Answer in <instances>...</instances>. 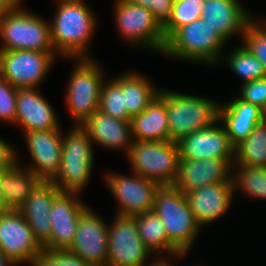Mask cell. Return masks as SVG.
Wrapping results in <instances>:
<instances>
[{"label": "cell", "instance_id": "cell-1", "mask_svg": "<svg viewBox=\"0 0 266 266\" xmlns=\"http://www.w3.org/2000/svg\"><path fill=\"white\" fill-rule=\"evenodd\" d=\"M92 11L84 0H58L54 19L49 24L51 41L59 57L92 58L89 44L98 24Z\"/></svg>", "mask_w": 266, "mask_h": 266}, {"label": "cell", "instance_id": "cell-2", "mask_svg": "<svg viewBox=\"0 0 266 266\" xmlns=\"http://www.w3.org/2000/svg\"><path fill=\"white\" fill-rule=\"evenodd\" d=\"M226 41L207 21L199 18L176 30L165 43L160 55L196 64H219Z\"/></svg>", "mask_w": 266, "mask_h": 266}, {"label": "cell", "instance_id": "cell-3", "mask_svg": "<svg viewBox=\"0 0 266 266\" xmlns=\"http://www.w3.org/2000/svg\"><path fill=\"white\" fill-rule=\"evenodd\" d=\"M61 164L52 181L60 192L82 194L88 185L94 167L93 143L82 126L72 125L62 131Z\"/></svg>", "mask_w": 266, "mask_h": 266}, {"label": "cell", "instance_id": "cell-4", "mask_svg": "<svg viewBox=\"0 0 266 266\" xmlns=\"http://www.w3.org/2000/svg\"><path fill=\"white\" fill-rule=\"evenodd\" d=\"M22 3V0L19 1L0 18V51L35 50L56 53L51 41L49 20L23 8Z\"/></svg>", "mask_w": 266, "mask_h": 266}, {"label": "cell", "instance_id": "cell-5", "mask_svg": "<svg viewBox=\"0 0 266 266\" xmlns=\"http://www.w3.org/2000/svg\"><path fill=\"white\" fill-rule=\"evenodd\" d=\"M74 67L66 86V106L72 125L81 126L99 110V98L107 77L103 67L93 58L73 59Z\"/></svg>", "mask_w": 266, "mask_h": 266}, {"label": "cell", "instance_id": "cell-6", "mask_svg": "<svg viewBox=\"0 0 266 266\" xmlns=\"http://www.w3.org/2000/svg\"><path fill=\"white\" fill-rule=\"evenodd\" d=\"M152 211L164 224L168 239L184 254L189 253L202 228L189 208L185 195L171 186H161Z\"/></svg>", "mask_w": 266, "mask_h": 266}, {"label": "cell", "instance_id": "cell-7", "mask_svg": "<svg viewBox=\"0 0 266 266\" xmlns=\"http://www.w3.org/2000/svg\"><path fill=\"white\" fill-rule=\"evenodd\" d=\"M131 170L139 176L171 186L180 165V152L174 141H134L127 155Z\"/></svg>", "mask_w": 266, "mask_h": 266}, {"label": "cell", "instance_id": "cell-8", "mask_svg": "<svg viewBox=\"0 0 266 266\" xmlns=\"http://www.w3.org/2000/svg\"><path fill=\"white\" fill-rule=\"evenodd\" d=\"M220 103L203 96L166 90L170 140L178 142L188 134L214 123L218 119Z\"/></svg>", "mask_w": 266, "mask_h": 266}, {"label": "cell", "instance_id": "cell-9", "mask_svg": "<svg viewBox=\"0 0 266 266\" xmlns=\"http://www.w3.org/2000/svg\"><path fill=\"white\" fill-rule=\"evenodd\" d=\"M114 6V21L120 36L132 46H142L161 54L166 39L163 26L152 12L128 0H114Z\"/></svg>", "mask_w": 266, "mask_h": 266}, {"label": "cell", "instance_id": "cell-10", "mask_svg": "<svg viewBox=\"0 0 266 266\" xmlns=\"http://www.w3.org/2000/svg\"><path fill=\"white\" fill-rule=\"evenodd\" d=\"M109 224L107 266H154L159 260L139 236L136 218L115 215Z\"/></svg>", "mask_w": 266, "mask_h": 266}, {"label": "cell", "instance_id": "cell-11", "mask_svg": "<svg viewBox=\"0 0 266 266\" xmlns=\"http://www.w3.org/2000/svg\"><path fill=\"white\" fill-rule=\"evenodd\" d=\"M58 57L35 50L0 51V76L17 89L38 88Z\"/></svg>", "mask_w": 266, "mask_h": 266}, {"label": "cell", "instance_id": "cell-12", "mask_svg": "<svg viewBox=\"0 0 266 266\" xmlns=\"http://www.w3.org/2000/svg\"><path fill=\"white\" fill-rule=\"evenodd\" d=\"M131 175L114 171L105 174L107 188L117 201L116 215L134 217L153 209L156 192L161 186L133 171Z\"/></svg>", "mask_w": 266, "mask_h": 266}, {"label": "cell", "instance_id": "cell-13", "mask_svg": "<svg viewBox=\"0 0 266 266\" xmlns=\"http://www.w3.org/2000/svg\"><path fill=\"white\" fill-rule=\"evenodd\" d=\"M0 249L14 265L34 266L43 247L19 211L0 212Z\"/></svg>", "mask_w": 266, "mask_h": 266}, {"label": "cell", "instance_id": "cell-14", "mask_svg": "<svg viewBox=\"0 0 266 266\" xmlns=\"http://www.w3.org/2000/svg\"><path fill=\"white\" fill-rule=\"evenodd\" d=\"M91 207L78 219L74 241L68 251L92 266H107L109 226Z\"/></svg>", "mask_w": 266, "mask_h": 266}, {"label": "cell", "instance_id": "cell-15", "mask_svg": "<svg viewBox=\"0 0 266 266\" xmlns=\"http://www.w3.org/2000/svg\"><path fill=\"white\" fill-rule=\"evenodd\" d=\"M31 163L26 168L41 181L52 182L61 164L62 130H40L23 133Z\"/></svg>", "mask_w": 266, "mask_h": 266}, {"label": "cell", "instance_id": "cell-16", "mask_svg": "<svg viewBox=\"0 0 266 266\" xmlns=\"http://www.w3.org/2000/svg\"><path fill=\"white\" fill-rule=\"evenodd\" d=\"M81 194L61 192L52 203L50 212L51 237L42 246L47 250H68L77 230L78 219L88 205Z\"/></svg>", "mask_w": 266, "mask_h": 266}, {"label": "cell", "instance_id": "cell-17", "mask_svg": "<svg viewBox=\"0 0 266 266\" xmlns=\"http://www.w3.org/2000/svg\"><path fill=\"white\" fill-rule=\"evenodd\" d=\"M177 145L181 159H234V145L219 119L181 138Z\"/></svg>", "mask_w": 266, "mask_h": 266}, {"label": "cell", "instance_id": "cell-18", "mask_svg": "<svg viewBox=\"0 0 266 266\" xmlns=\"http://www.w3.org/2000/svg\"><path fill=\"white\" fill-rule=\"evenodd\" d=\"M234 159H181L172 186L183 193L217 183H233Z\"/></svg>", "mask_w": 266, "mask_h": 266}, {"label": "cell", "instance_id": "cell-19", "mask_svg": "<svg viewBox=\"0 0 266 266\" xmlns=\"http://www.w3.org/2000/svg\"><path fill=\"white\" fill-rule=\"evenodd\" d=\"M59 120L56 110L38 88H18L15 126L22 133L61 129Z\"/></svg>", "mask_w": 266, "mask_h": 266}, {"label": "cell", "instance_id": "cell-20", "mask_svg": "<svg viewBox=\"0 0 266 266\" xmlns=\"http://www.w3.org/2000/svg\"><path fill=\"white\" fill-rule=\"evenodd\" d=\"M234 193L233 183H217L188 191L184 195L198 224L207 227L229 211Z\"/></svg>", "mask_w": 266, "mask_h": 266}, {"label": "cell", "instance_id": "cell-21", "mask_svg": "<svg viewBox=\"0 0 266 266\" xmlns=\"http://www.w3.org/2000/svg\"><path fill=\"white\" fill-rule=\"evenodd\" d=\"M227 42L232 36L242 38L247 24L254 18L239 0H205L201 16Z\"/></svg>", "mask_w": 266, "mask_h": 266}, {"label": "cell", "instance_id": "cell-22", "mask_svg": "<svg viewBox=\"0 0 266 266\" xmlns=\"http://www.w3.org/2000/svg\"><path fill=\"white\" fill-rule=\"evenodd\" d=\"M60 193L53 182L41 181L18 210L26 219L35 239L41 246L51 237L50 212L53 200Z\"/></svg>", "mask_w": 266, "mask_h": 266}, {"label": "cell", "instance_id": "cell-23", "mask_svg": "<svg viewBox=\"0 0 266 266\" xmlns=\"http://www.w3.org/2000/svg\"><path fill=\"white\" fill-rule=\"evenodd\" d=\"M93 145L123 150L126 156L132 139L131 121H123L97 110L82 125Z\"/></svg>", "mask_w": 266, "mask_h": 266}, {"label": "cell", "instance_id": "cell-24", "mask_svg": "<svg viewBox=\"0 0 266 266\" xmlns=\"http://www.w3.org/2000/svg\"><path fill=\"white\" fill-rule=\"evenodd\" d=\"M218 119L235 146L246 139L255 126L262 121V110L239 98L219 104Z\"/></svg>", "mask_w": 266, "mask_h": 266}, {"label": "cell", "instance_id": "cell-25", "mask_svg": "<svg viewBox=\"0 0 266 266\" xmlns=\"http://www.w3.org/2000/svg\"><path fill=\"white\" fill-rule=\"evenodd\" d=\"M131 130L134 141H170L165 89L160 88L151 104L132 117Z\"/></svg>", "mask_w": 266, "mask_h": 266}, {"label": "cell", "instance_id": "cell-26", "mask_svg": "<svg viewBox=\"0 0 266 266\" xmlns=\"http://www.w3.org/2000/svg\"><path fill=\"white\" fill-rule=\"evenodd\" d=\"M134 217L136 218L141 241L159 261L178 260L179 258L182 259L185 257V255L168 239L164 224L157 214L150 211ZM164 252L168 256L163 254ZM169 257H171V259Z\"/></svg>", "mask_w": 266, "mask_h": 266}, {"label": "cell", "instance_id": "cell-27", "mask_svg": "<svg viewBox=\"0 0 266 266\" xmlns=\"http://www.w3.org/2000/svg\"><path fill=\"white\" fill-rule=\"evenodd\" d=\"M10 169H1L4 211H18L29 198L41 180L29 169L21 166V161Z\"/></svg>", "mask_w": 266, "mask_h": 266}, {"label": "cell", "instance_id": "cell-28", "mask_svg": "<svg viewBox=\"0 0 266 266\" xmlns=\"http://www.w3.org/2000/svg\"><path fill=\"white\" fill-rule=\"evenodd\" d=\"M148 77L136 71L122 74V92L124 106L128 114L133 117L142 113L158 96L160 88H156Z\"/></svg>", "mask_w": 266, "mask_h": 266}, {"label": "cell", "instance_id": "cell-29", "mask_svg": "<svg viewBox=\"0 0 266 266\" xmlns=\"http://www.w3.org/2000/svg\"><path fill=\"white\" fill-rule=\"evenodd\" d=\"M266 167V122L258 123L248 137L234 146V164Z\"/></svg>", "mask_w": 266, "mask_h": 266}, {"label": "cell", "instance_id": "cell-30", "mask_svg": "<svg viewBox=\"0 0 266 266\" xmlns=\"http://www.w3.org/2000/svg\"><path fill=\"white\" fill-rule=\"evenodd\" d=\"M232 173L235 192L242 191L251 199H266V167L233 165Z\"/></svg>", "mask_w": 266, "mask_h": 266}, {"label": "cell", "instance_id": "cell-31", "mask_svg": "<svg viewBox=\"0 0 266 266\" xmlns=\"http://www.w3.org/2000/svg\"><path fill=\"white\" fill-rule=\"evenodd\" d=\"M222 59L242 84L266 77L262 63L244 45L233 49L227 56L226 53L222 55L220 62Z\"/></svg>", "mask_w": 266, "mask_h": 266}, {"label": "cell", "instance_id": "cell-32", "mask_svg": "<svg viewBox=\"0 0 266 266\" xmlns=\"http://www.w3.org/2000/svg\"><path fill=\"white\" fill-rule=\"evenodd\" d=\"M99 110L114 118L131 121L124 106V93L122 92V74L117 77L107 78L103 82L99 98Z\"/></svg>", "mask_w": 266, "mask_h": 266}, {"label": "cell", "instance_id": "cell-33", "mask_svg": "<svg viewBox=\"0 0 266 266\" xmlns=\"http://www.w3.org/2000/svg\"><path fill=\"white\" fill-rule=\"evenodd\" d=\"M204 2L205 0H174L171 16L163 25L165 39L180 27L199 19Z\"/></svg>", "mask_w": 266, "mask_h": 266}, {"label": "cell", "instance_id": "cell-34", "mask_svg": "<svg viewBox=\"0 0 266 266\" xmlns=\"http://www.w3.org/2000/svg\"><path fill=\"white\" fill-rule=\"evenodd\" d=\"M257 18V19H255ZM242 44L262 63L266 75V21L254 17L246 26Z\"/></svg>", "mask_w": 266, "mask_h": 266}, {"label": "cell", "instance_id": "cell-35", "mask_svg": "<svg viewBox=\"0 0 266 266\" xmlns=\"http://www.w3.org/2000/svg\"><path fill=\"white\" fill-rule=\"evenodd\" d=\"M34 266H92L68 250H47L38 255Z\"/></svg>", "mask_w": 266, "mask_h": 266}, {"label": "cell", "instance_id": "cell-36", "mask_svg": "<svg viewBox=\"0 0 266 266\" xmlns=\"http://www.w3.org/2000/svg\"><path fill=\"white\" fill-rule=\"evenodd\" d=\"M17 88L0 76V120L7 123L16 122Z\"/></svg>", "mask_w": 266, "mask_h": 266}, {"label": "cell", "instance_id": "cell-37", "mask_svg": "<svg viewBox=\"0 0 266 266\" xmlns=\"http://www.w3.org/2000/svg\"><path fill=\"white\" fill-rule=\"evenodd\" d=\"M239 91L238 98L242 101L257 106L261 110L266 105V77L242 84Z\"/></svg>", "mask_w": 266, "mask_h": 266}, {"label": "cell", "instance_id": "cell-38", "mask_svg": "<svg viewBox=\"0 0 266 266\" xmlns=\"http://www.w3.org/2000/svg\"><path fill=\"white\" fill-rule=\"evenodd\" d=\"M150 10L153 16L163 26L171 16L174 0H128Z\"/></svg>", "mask_w": 266, "mask_h": 266}, {"label": "cell", "instance_id": "cell-39", "mask_svg": "<svg viewBox=\"0 0 266 266\" xmlns=\"http://www.w3.org/2000/svg\"><path fill=\"white\" fill-rule=\"evenodd\" d=\"M17 152L16 148L9 141L0 138V169L14 167L18 163L17 159H20V154Z\"/></svg>", "mask_w": 266, "mask_h": 266}, {"label": "cell", "instance_id": "cell-40", "mask_svg": "<svg viewBox=\"0 0 266 266\" xmlns=\"http://www.w3.org/2000/svg\"><path fill=\"white\" fill-rule=\"evenodd\" d=\"M21 0H0V18Z\"/></svg>", "mask_w": 266, "mask_h": 266}, {"label": "cell", "instance_id": "cell-41", "mask_svg": "<svg viewBox=\"0 0 266 266\" xmlns=\"http://www.w3.org/2000/svg\"><path fill=\"white\" fill-rule=\"evenodd\" d=\"M0 266H14L0 249Z\"/></svg>", "mask_w": 266, "mask_h": 266}, {"label": "cell", "instance_id": "cell-42", "mask_svg": "<svg viewBox=\"0 0 266 266\" xmlns=\"http://www.w3.org/2000/svg\"><path fill=\"white\" fill-rule=\"evenodd\" d=\"M4 211V203H3V190L1 187V169H0V212Z\"/></svg>", "mask_w": 266, "mask_h": 266}, {"label": "cell", "instance_id": "cell-43", "mask_svg": "<svg viewBox=\"0 0 266 266\" xmlns=\"http://www.w3.org/2000/svg\"><path fill=\"white\" fill-rule=\"evenodd\" d=\"M171 261L163 260V261H158L154 266H170Z\"/></svg>", "mask_w": 266, "mask_h": 266}, {"label": "cell", "instance_id": "cell-44", "mask_svg": "<svg viewBox=\"0 0 266 266\" xmlns=\"http://www.w3.org/2000/svg\"><path fill=\"white\" fill-rule=\"evenodd\" d=\"M262 121L266 122V105L262 109Z\"/></svg>", "mask_w": 266, "mask_h": 266}]
</instances>
